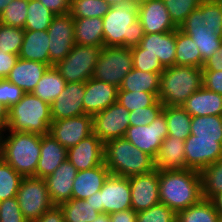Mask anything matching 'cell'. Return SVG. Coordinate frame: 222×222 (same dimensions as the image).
I'll return each mask as SVG.
<instances>
[{"label": "cell", "mask_w": 222, "mask_h": 222, "mask_svg": "<svg viewBox=\"0 0 222 222\" xmlns=\"http://www.w3.org/2000/svg\"><path fill=\"white\" fill-rule=\"evenodd\" d=\"M109 6H123L125 4H130L136 2V0H105Z\"/></svg>", "instance_id": "59"}, {"label": "cell", "mask_w": 222, "mask_h": 222, "mask_svg": "<svg viewBox=\"0 0 222 222\" xmlns=\"http://www.w3.org/2000/svg\"><path fill=\"white\" fill-rule=\"evenodd\" d=\"M74 35L76 45L104 46L103 19L74 18Z\"/></svg>", "instance_id": "30"}, {"label": "cell", "mask_w": 222, "mask_h": 222, "mask_svg": "<svg viewBox=\"0 0 222 222\" xmlns=\"http://www.w3.org/2000/svg\"><path fill=\"white\" fill-rule=\"evenodd\" d=\"M16 198L28 222H36L43 213L54 206L45 180L36 176L22 178Z\"/></svg>", "instance_id": "11"}, {"label": "cell", "mask_w": 222, "mask_h": 222, "mask_svg": "<svg viewBox=\"0 0 222 222\" xmlns=\"http://www.w3.org/2000/svg\"><path fill=\"white\" fill-rule=\"evenodd\" d=\"M110 174L104 163L95 168L78 171L73 181L72 198L85 200L100 191Z\"/></svg>", "instance_id": "27"}, {"label": "cell", "mask_w": 222, "mask_h": 222, "mask_svg": "<svg viewBox=\"0 0 222 222\" xmlns=\"http://www.w3.org/2000/svg\"><path fill=\"white\" fill-rule=\"evenodd\" d=\"M190 129L195 139H217L222 144V115L193 116Z\"/></svg>", "instance_id": "35"}, {"label": "cell", "mask_w": 222, "mask_h": 222, "mask_svg": "<svg viewBox=\"0 0 222 222\" xmlns=\"http://www.w3.org/2000/svg\"><path fill=\"white\" fill-rule=\"evenodd\" d=\"M144 52L157 56L164 68L175 65L176 30L165 33L145 34L139 43Z\"/></svg>", "instance_id": "23"}, {"label": "cell", "mask_w": 222, "mask_h": 222, "mask_svg": "<svg viewBox=\"0 0 222 222\" xmlns=\"http://www.w3.org/2000/svg\"><path fill=\"white\" fill-rule=\"evenodd\" d=\"M191 116L222 115V95L201 87L182 105Z\"/></svg>", "instance_id": "28"}, {"label": "cell", "mask_w": 222, "mask_h": 222, "mask_svg": "<svg viewBox=\"0 0 222 222\" xmlns=\"http://www.w3.org/2000/svg\"><path fill=\"white\" fill-rule=\"evenodd\" d=\"M202 71H222V44L219 50L204 62Z\"/></svg>", "instance_id": "55"}, {"label": "cell", "mask_w": 222, "mask_h": 222, "mask_svg": "<svg viewBox=\"0 0 222 222\" xmlns=\"http://www.w3.org/2000/svg\"><path fill=\"white\" fill-rule=\"evenodd\" d=\"M49 66H55L75 45L74 18L70 13L55 15L48 30Z\"/></svg>", "instance_id": "12"}, {"label": "cell", "mask_w": 222, "mask_h": 222, "mask_svg": "<svg viewBox=\"0 0 222 222\" xmlns=\"http://www.w3.org/2000/svg\"><path fill=\"white\" fill-rule=\"evenodd\" d=\"M102 47L99 45H74L66 58L54 67L60 72L67 83H85L92 78Z\"/></svg>", "instance_id": "10"}, {"label": "cell", "mask_w": 222, "mask_h": 222, "mask_svg": "<svg viewBox=\"0 0 222 222\" xmlns=\"http://www.w3.org/2000/svg\"><path fill=\"white\" fill-rule=\"evenodd\" d=\"M159 199L176 213L202 199L200 172L194 169L159 170Z\"/></svg>", "instance_id": "2"}, {"label": "cell", "mask_w": 222, "mask_h": 222, "mask_svg": "<svg viewBox=\"0 0 222 222\" xmlns=\"http://www.w3.org/2000/svg\"><path fill=\"white\" fill-rule=\"evenodd\" d=\"M22 176L0 157V202L16 197Z\"/></svg>", "instance_id": "41"}, {"label": "cell", "mask_w": 222, "mask_h": 222, "mask_svg": "<svg viewBox=\"0 0 222 222\" xmlns=\"http://www.w3.org/2000/svg\"><path fill=\"white\" fill-rule=\"evenodd\" d=\"M24 29L6 26L0 23V50L4 53L19 55Z\"/></svg>", "instance_id": "44"}, {"label": "cell", "mask_w": 222, "mask_h": 222, "mask_svg": "<svg viewBox=\"0 0 222 222\" xmlns=\"http://www.w3.org/2000/svg\"><path fill=\"white\" fill-rule=\"evenodd\" d=\"M185 140L167 135L155 158V168L162 171L189 169L185 159Z\"/></svg>", "instance_id": "25"}, {"label": "cell", "mask_w": 222, "mask_h": 222, "mask_svg": "<svg viewBox=\"0 0 222 222\" xmlns=\"http://www.w3.org/2000/svg\"><path fill=\"white\" fill-rule=\"evenodd\" d=\"M175 65L203 67V59L199 48L190 36L181 30H176V57Z\"/></svg>", "instance_id": "33"}, {"label": "cell", "mask_w": 222, "mask_h": 222, "mask_svg": "<svg viewBox=\"0 0 222 222\" xmlns=\"http://www.w3.org/2000/svg\"><path fill=\"white\" fill-rule=\"evenodd\" d=\"M67 159L78 171L95 168L104 163V143L92 133L67 149Z\"/></svg>", "instance_id": "19"}, {"label": "cell", "mask_w": 222, "mask_h": 222, "mask_svg": "<svg viewBox=\"0 0 222 222\" xmlns=\"http://www.w3.org/2000/svg\"><path fill=\"white\" fill-rule=\"evenodd\" d=\"M24 95V91L12 84L7 78L0 79V104L7 109L17 104Z\"/></svg>", "instance_id": "49"}, {"label": "cell", "mask_w": 222, "mask_h": 222, "mask_svg": "<svg viewBox=\"0 0 222 222\" xmlns=\"http://www.w3.org/2000/svg\"><path fill=\"white\" fill-rule=\"evenodd\" d=\"M85 83H67L63 91L51 103V118L53 121L85 115L83 98Z\"/></svg>", "instance_id": "20"}, {"label": "cell", "mask_w": 222, "mask_h": 222, "mask_svg": "<svg viewBox=\"0 0 222 222\" xmlns=\"http://www.w3.org/2000/svg\"><path fill=\"white\" fill-rule=\"evenodd\" d=\"M99 213H114L132 208L129 178L110 174L100 191L85 199Z\"/></svg>", "instance_id": "9"}, {"label": "cell", "mask_w": 222, "mask_h": 222, "mask_svg": "<svg viewBox=\"0 0 222 222\" xmlns=\"http://www.w3.org/2000/svg\"><path fill=\"white\" fill-rule=\"evenodd\" d=\"M177 213L163 203L137 212L136 222H176Z\"/></svg>", "instance_id": "47"}, {"label": "cell", "mask_w": 222, "mask_h": 222, "mask_svg": "<svg viewBox=\"0 0 222 222\" xmlns=\"http://www.w3.org/2000/svg\"><path fill=\"white\" fill-rule=\"evenodd\" d=\"M18 58L16 54L4 53L0 50V79L8 77Z\"/></svg>", "instance_id": "52"}, {"label": "cell", "mask_w": 222, "mask_h": 222, "mask_svg": "<svg viewBox=\"0 0 222 222\" xmlns=\"http://www.w3.org/2000/svg\"><path fill=\"white\" fill-rule=\"evenodd\" d=\"M29 0H12L0 15V23L24 29Z\"/></svg>", "instance_id": "42"}, {"label": "cell", "mask_w": 222, "mask_h": 222, "mask_svg": "<svg viewBox=\"0 0 222 222\" xmlns=\"http://www.w3.org/2000/svg\"><path fill=\"white\" fill-rule=\"evenodd\" d=\"M161 73L143 72L132 69L122 80L118 90L144 91L154 93L158 96L160 90Z\"/></svg>", "instance_id": "32"}, {"label": "cell", "mask_w": 222, "mask_h": 222, "mask_svg": "<svg viewBox=\"0 0 222 222\" xmlns=\"http://www.w3.org/2000/svg\"><path fill=\"white\" fill-rule=\"evenodd\" d=\"M164 105L157 100L152 106L138 108L129 112L130 126L149 125L160 115Z\"/></svg>", "instance_id": "48"}, {"label": "cell", "mask_w": 222, "mask_h": 222, "mask_svg": "<svg viewBox=\"0 0 222 222\" xmlns=\"http://www.w3.org/2000/svg\"><path fill=\"white\" fill-rule=\"evenodd\" d=\"M110 222H136L137 213L131 208L125 211L110 213Z\"/></svg>", "instance_id": "56"}, {"label": "cell", "mask_w": 222, "mask_h": 222, "mask_svg": "<svg viewBox=\"0 0 222 222\" xmlns=\"http://www.w3.org/2000/svg\"><path fill=\"white\" fill-rule=\"evenodd\" d=\"M133 69L131 48L103 46L92 78L120 87L124 77Z\"/></svg>", "instance_id": "8"}, {"label": "cell", "mask_w": 222, "mask_h": 222, "mask_svg": "<svg viewBox=\"0 0 222 222\" xmlns=\"http://www.w3.org/2000/svg\"><path fill=\"white\" fill-rule=\"evenodd\" d=\"M49 67V65L41 62L18 58L7 79L21 88L24 93H32Z\"/></svg>", "instance_id": "26"}, {"label": "cell", "mask_w": 222, "mask_h": 222, "mask_svg": "<svg viewBox=\"0 0 222 222\" xmlns=\"http://www.w3.org/2000/svg\"><path fill=\"white\" fill-rule=\"evenodd\" d=\"M131 51L134 69L153 73H162L165 70L157 56L144 52L139 45L131 48Z\"/></svg>", "instance_id": "46"}, {"label": "cell", "mask_w": 222, "mask_h": 222, "mask_svg": "<svg viewBox=\"0 0 222 222\" xmlns=\"http://www.w3.org/2000/svg\"><path fill=\"white\" fill-rule=\"evenodd\" d=\"M78 170L66 159L49 176L44 178L51 202L59 206L72 199L73 181Z\"/></svg>", "instance_id": "22"}, {"label": "cell", "mask_w": 222, "mask_h": 222, "mask_svg": "<svg viewBox=\"0 0 222 222\" xmlns=\"http://www.w3.org/2000/svg\"><path fill=\"white\" fill-rule=\"evenodd\" d=\"M102 19L104 46L133 48L139 45L145 35L138 20L137 2L123 6H110Z\"/></svg>", "instance_id": "3"}, {"label": "cell", "mask_w": 222, "mask_h": 222, "mask_svg": "<svg viewBox=\"0 0 222 222\" xmlns=\"http://www.w3.org/2000/svg\"><path fill=\"white\" fill-rule=\"evenodd\" d=\"M67 82L60 72L54 67H49L38 84L33 89L32 94L39 97L43 102L51 105L57 96L63 91Z\"/></svg>", "instance_id": "31"}, {"label": "cell", "mask_w": 222, "mask_h": 222, "mask_svg": "<svg viewBox=\"0 0 222 222\" xmlns=\"http://www.w3.org/2000/svg\"><path fill=\"white\" fill-rule=\"evenodd\" d=\"M168 135L185 140L191 134V116L182 106H164Z\"/></svg>", "instance_id": "34"}, {"label": "cell", "mask_w": 222, "mask_h": 222, "mask_svg": "<svg viewBox=\"0 0 222 222\" xmlns=\"http://www.w3.org/2000/svg\"><path fill=\"white\" fill-rule=\"evenodd\" d=\"M0 222H28L20 210L16 197L0 202Z\"/></svg>", "instance_id": "50"}, {"label": "cell", "mask_w": 222, "mask_h": 222, "mask_svg": "<svg viewBox=\"0 0 222 222\" xmlns=\"http://www.w3.org/2000/svg\"><path fill=\"white\" fill-rule=\"evenodd\" d=\"M109 8L105 0H71L69 13L73 18H103Z\"/></svg>", "instance_id": "40"}, {"label": "cell", "mask_w": 222, "mask_h": 222, "mask_svg": "<svg viewBox=\"0 0 222 222\" xmlns=\"http://www.w3.org/2000/svg\"><path fill=\"white\" fill-rule=\"evenodd\" d=\"M203 87L222 95V71H202Z\"/></svg>", "instance_id": "51"}, {"label": "cell", "mask_w": 222, "mask_h": 222, "mask_svg": "<svg viewBox=\"0 0 222 222\" xmlns=\"http://www.w3.org/2000/svg\"><path fill=\"white\" fill-rule=\"evenodd\" d=\"M219 217L212 201L202 198L197 204L177 212L176 222H218Z\"/></svg>", "instance_id": "36"}, {"label": "cell", "mask_w": 222, "mask_h": 222, "mask_svg": "<svg viewBox=\"0 0 222 222\" xmlns=\"http://www.w3.org/2000/svg\"><path fill=\"white\" fill-rule=\"evenodd\" d=\"M67 159V149L49 133L41 136L40 158L36 177L42 179L51 175Z\"/></svg>", "instance_id": "24"}, {"label": "cell", "mask_w": 222, "mask_h": 222, "mask_svg": "<svg viewBox=\"0 0 222 222\" xmlns=\"http://www.w3.org/2000/svg\"><path fill=\"white\" fill-rule=\"evenodd\" d=\"M157 100L158 96L154 93L118 90L117 102L124 106L129 112L138 108L152 106Z\"/></svg>", "instance_id": "43"}, {"label": "cell", "mask_w": 222, "mask_h": 222, "mask_svg": "<svg viewBox=\"0 0 222 222\" xmlns=\"http://www.w3.org/2000/svg\"><path fill=\"white\" fill-rule=\"evenodd\" d=\"M215 210L218 212L219 216H222V192L218 193L211 199Z\"/></svg>", "instance_id": "58"}, {"label": "cell", "mask_w": 222, "mask_h": 222, "mask_svg": "<svg viewBox=\"0 0 222 222\" xmlns=\"http://www.w3.org/2000/svg\"><path fill=\"white\" fill-rule=\"evenodd\" d=\"M41 135L5 131L0 137V157L22 177L36 176Z\"/></svg>", "instance_id": "4"}, {"label": "cell", "mask_w": 222, "mask_h": 222, "mask_svg": "<svg viewBox=\"0 0 222 222\" xmlns=\"http://www.w3.org/2000/svg\"><path fill=\"white\" fill-rule=\"evenodd\" d=\"M218 222H222V216L219 217Z\"/></svg>", "instance_id": "62"}, {"label": "cell", "mask_w": 222, "mask_h": 222, "mask_svg": "<svg viewBox=\"0 0 222 222\" xmlns=\"http://www.w3.org/2000/svg\"><path fill=\"white\" fill-rule=\"evenodd\" d=\"M92 117L93 133L103 143L111 139L124 137L127 128L130 126L129 111L117 101Z\"/></svg>", "instance_id": "14"}, {"label": "cell", "mask_w": 222, "mask_h": 222, "mask_svg": "<svg viewBox=\"0 0 222 222\" xmlns=\"http://www.w3.org/2000/svg\"><path fill=\"white\" fill-rule=\"evenodd\" d=\"M104 164L112 175L131 177L155 170V159L125 137L104 143Z\"/></svg>", "instance_id": "5"}, {"label": "cell", "mask_w": 222, "mask_h": 222, "mask_svg": "<svg viewBox=\"0 0 222 222\" xmlns=\"http://www.w3.org/2000/svg\"><path fill=\"white\" fill-rule=\"evenodd\" d=\"M7 111L8 109L0 104V137L5 132L7 126Z\"/></svg>", "instance_id": "57"}, {"label": "cell", "mask_w": 222, "mask_h": 222, "mask_svg": "<svg viewBox=\"0 0 222 222\" xmlns=\"http://www.w3.org/2000/svg\"><path fill=\"white\" fill-rule=\"evenodd\" d=\"M65 222H93L100 214L95 207L82 199H70L61 203Z\"/></svg>", "instance_id": "37"}, {"label": "cell", "mask_w": 222, "mask_h": 222, "mask_svg": "<svg viewBox=\"0 0 222 222\" xmlns=\"http://www.w3.org/2000/svg\"><path fill=\"white\" fill-rule=\"evenodd\" d=\"M12 0H0V15Z\"/></svg>", "instance_id": "61"}, {"label": "cell", "mask_w": 222, "mask_h": 222, "mask_svg": "<svg viewBox=\"0 0 222 222\" xmlns=\"http://www.w3.org/2000/svg\"><path fill=\"white\" fill-rule=\"evenodd\" d=\"M202 86V68L173 65L160 75L158 100L164 106H182Z\"/></svg>", "instance_id": "7"}, {"label": "cell", "mask_w": 222, "mask_h": 222, "mask_svg": "<svg viewBox=\"0 0 222 222\" xmlns=\"http://www.w3.org/2000/svg\"><path fill=\"white\" fill-rule=\"evenodd\" d=\"M202 198L211 200L222 192V158L200 171Z\"/></svg>", "instance_id": "39"}, {"label": "cell", "mask_w": 222, "mask_h": 222, "mask_svg": "<svg viewBox=\"0 0 222 222\" xmlns=\"http://www.w3.org/2000/svg\"><path fill=\"white\" fill-rule=\"evenodd\" d=\"M118 89L98 79H88L85 82L83 98L84 113L93 116L114 104L117 101Z\"/></svg>", "instance_id": "21"}, {"label": "cell", "mask_w": 222, "mask_h": 222, "mask_svg": "<svg viewBox=\"0 0 222 222\" xmlns=\"http://www.w3.org/2000/svg\"><path fill=\"white\" fill-rule=\"evenodd\" d=\"M36 222H65L64 213L60 206L54 205L43 213Z\"/></svg>", "instance_id": "54"}, {"label": "cell", "mask_w": 222, "mask_h": 222, "mask_svg": "<svg viewBox=\"0 0 222 222\" xmlns=\"http://www.w3.org/2000/svg\"><path fill=\"white\" fill-rule=\"evenodd\" d=\"M202 0H163L173 23L179 28L184 20L199 7Z\"/></svg>", "instance_id": "45"}, {"label": "cell", "mask_w": 222, "mask_h": 222, "mask_svg": "<svg viewBox=\"0 0 222 222\" xmlns=\"http://www.w3.org/2000/svg\"><path fill=\"white\" fill-rule=\"evenodd\" d=\"M184 149L186 166L199 172L222 158V144L217 139H195V135L190 134Z\"/></svg>", "instance_id": "17"}, {"label": "cell", "mask_w": 222, "mask_h": 222, "mask_svg": "<svg viewBox=\"0 0 222 222\" xmlns=\"http://www.w3.org/2000/svg\"><path fill=\"white\" fill-rule=\"evenodd\" d=\"M66 149L93 133V117L85 114L52 121L49 132Z\"/></svg>", "instance_id": "15"}, {"label": "cell", "mask_w": 222, "mask_h": 222, "mask_svg": "<svg viewBox=\"0 0 222 222\" xmlns=\"http://www.w3.org/2000/svg\"><path fill=\"white\" fill-rule=\"evenodd\" d=\"M24 31H47L55 14L38 0H29Z\"/></svg>", "instance_id": "38"}, {"label": "cell", "mask_w": 222, "mask_h": 222, "mask_svg": "<svg viewBox=\"0 0 222 222\" xmlns=\"http://www.w3.org/2000/svg\"><path fill=\"white\" fill-rule=\"evenodd\" d=\"M49 41L47 31H25L19 58L49 65Z\"/></svg>", "instance_id": "29"}, {"label": "cell", "mask_w": 222, "mask_h": 222, "mask_svg": "<svg viewBox=\"0 0 222 222\" xmlns=\"http://www.w3.org/2000/svg\"><path fill=\"white\" fill-rule=\"evenodd\" d=\"M93 222H110V216L107 213H100Z\"/></svg>", "instance_id": "60"}, {"label": "cell", "mask_w": 222, "mask_h": 222, "mask_svg": "<svg viewBox=\"0 0 222 222\" xmlns=\"http://www.w3.org/2000/svg\"><path fill=\"white\" fill-rule=\"evenodd\" d=\"M138 20L145 34L175 31L173 23L163 0H141L137 2Z\"/></svg>", "instance_id": "18"}, {"label": "cell", "mask_w": 222, "mask_h": 222, "mask_svg": "<svg viewBox=\"0 0 222 222\" xmlns=\"http://www.w3.org/2000/svg\"><path fill=\"white\" fill-rule=\"evenodd\" d=\"M52 121L50 105L32 93H24L17 104L8 108L5 131L42 136L49 134Z\"/></svg>", "instance_id": "6"}, {"label": "cell", "mask_w": 222, "mask_h": 222, "mask_svg": "<svg viewBox=\"0 0 222 222\" xmlns=\"http://www.w3.org/2000/svg\"><path fill=\"white\" fill-rule=\"evenodd\" d=\"M132 209L137 213L160 203L159 169L128 177Z\"/></svg>", "instance_id": "16"}, {"label": "cell", "mask_w": 222, "mask_h": 222, "mask_svg": "<svg viewBox=\"0 0 222 222\" xmlns=\"http://www.w3.org/2000/svg\"><path fill=\"white\" fill-rule=\"evenodd\" d=\"M178 29L194 41L204 65L222 44V0H202Z\"/></svg>", "instance_id": "1"}, {"label": "cell", "mask_w": 222, "mask_h": 222, "mask_svg": "<svg viewBox=\"0 0 222 222\" xmlns=\"http://www.w3.org/2000/svg\"><path fill=\"white\" fill-rule=\"evenodd\" d=\"M55 15L70 12L71 0H38Z\"/></svg>", "instance_id": "53"}, {"label": "cell", "mask_w": 222, "mask_h": 222, "mask_svg": "<svg viewBox=\"0 0 222 222\" xmlns=\"http://www.w3.org/2000/svg\"><path fill=\"white\" fill-rule=\"evenodd\" d=\"M167 135L168 128L165 114L161 112L149 125L129 126L124 137L155 159L161 143Z\"/></svg>", "instance_id": "13"}]
</instances>
